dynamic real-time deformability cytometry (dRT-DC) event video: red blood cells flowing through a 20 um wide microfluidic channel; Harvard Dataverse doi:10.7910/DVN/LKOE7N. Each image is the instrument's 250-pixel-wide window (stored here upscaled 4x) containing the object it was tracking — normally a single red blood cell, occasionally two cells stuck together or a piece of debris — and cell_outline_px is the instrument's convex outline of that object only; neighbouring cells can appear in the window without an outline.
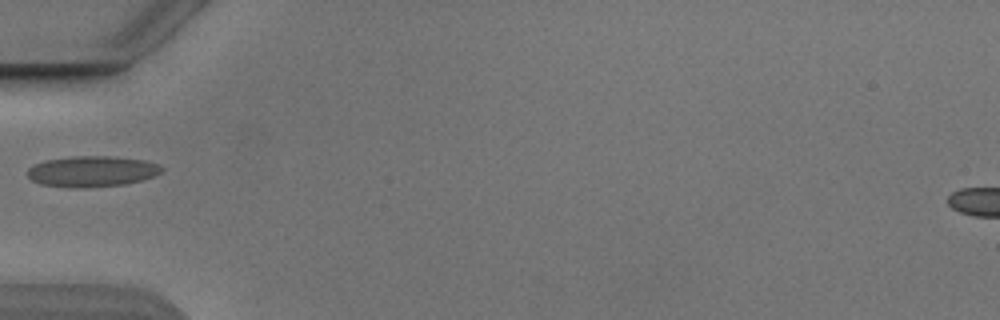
{"species": "Egyptian fruit bat (a non-hibernating species)", "species_latin": "Rousettus aegyptiacus", "temperature_condition": "cold", "stored_images_in_passage": 36, "camera_frame_rate_fps": 3000, "um_per_image_px": 0.085, "animal": {"sex": "male"}, "frame": {"image": 1, "passage_image": 1, "time_ms": 0.0, "image_size_px": [1000, 320], "cell_outline_px": [[164, 168], [160, 172], [152, 176], [140, 180], [124, 184], [84, 188], [72, 188], [40, 184], [32, 180], [28, 176], [28, 168], [44, 160], [72, 156], [112, 156], [144, 160], [160, 164]], "centroid_in_image_um": [7.8, 14.56], "position_along_channel_um": 77.2, "area_um2": 24.1}}
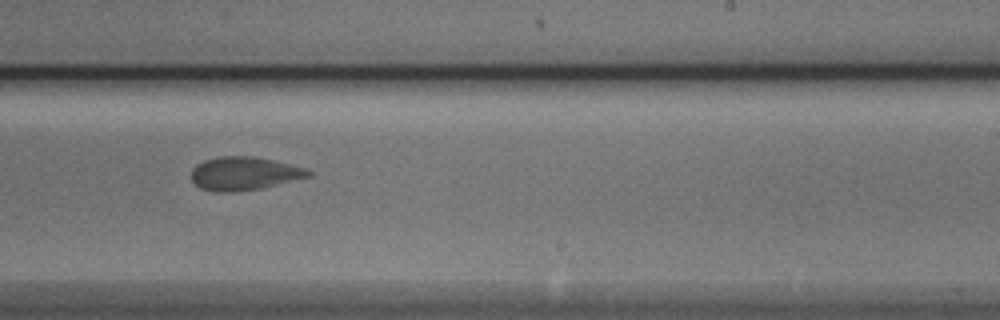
{"frame": {"image": 2, "passage_image": 16, "time_ms": 5.0, "image_size_px": [1000, 320], "cell_outline_px": [[312, 176], [260, 188], [228, 192], [216, 192], [200, 188], [192, 180], [192, 168], [196, 164], [204, 160], [220, 156], [256, 156], [276, 160], [304, 168], [312, 172]], "centroid_in_image_um": [20.75, 14.73], "position_along_channel_um": 268.3, "area_um2": 22.72}}
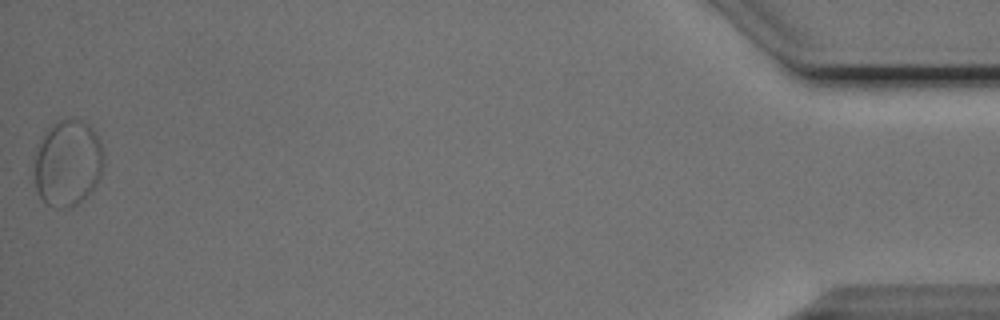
{"frame": {"image": 3, "passage_image": 36, "time_ms": 11.667, "image_size_px": [1000, 320], "cell_outline_px": [[104, 164], [100, 176], [92, 188], [76, 204], [68, 208], [56, 208], [48, 204], [36, 192], [36, 152], [44, 132], [52, 124], [60, 120], [72, 116], [88, 124], [92, 128], [104, 152]], "centroid_in_image_um": [5.77, 13.82], "position_along_channel_um": 429.4, "area_um2": 34.56}}